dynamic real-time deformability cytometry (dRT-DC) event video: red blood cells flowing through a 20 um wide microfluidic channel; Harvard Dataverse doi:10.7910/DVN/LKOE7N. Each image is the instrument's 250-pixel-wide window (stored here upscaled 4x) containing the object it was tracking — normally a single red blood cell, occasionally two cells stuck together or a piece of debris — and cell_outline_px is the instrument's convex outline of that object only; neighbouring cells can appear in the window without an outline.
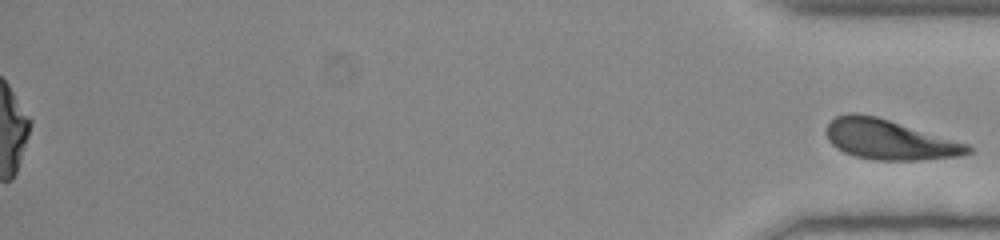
{"species": "human", "species_latin": "Homo sapiens", "temperature_condition": "room temperature", "stored_images_in_passage": 55, "segment_of_instrument_passage": [2, 2], "camera_frame_rate_fps": 3000, "um_per_image_px": 0.085, "donor": {"sex": "female"}, "frame": {"image": 1, "passage_image": 55, "time_ms": 18.0, "image_size_px": [1000, 240], "cell_outline_px": [[972, 152], [964, 156], [916, 160], [876, 160], [856, 156], [844, 152], [836, 148], [828, 140], [824, 132], [828, 124], [836, 116], [848, 112], [856, 112], [876, 116], [968, 144], [972, 148]], "centroid_in_image_um": [75.56, 11.86], "position_along_channel_um": 359.6, "area_um2": 32.95}}